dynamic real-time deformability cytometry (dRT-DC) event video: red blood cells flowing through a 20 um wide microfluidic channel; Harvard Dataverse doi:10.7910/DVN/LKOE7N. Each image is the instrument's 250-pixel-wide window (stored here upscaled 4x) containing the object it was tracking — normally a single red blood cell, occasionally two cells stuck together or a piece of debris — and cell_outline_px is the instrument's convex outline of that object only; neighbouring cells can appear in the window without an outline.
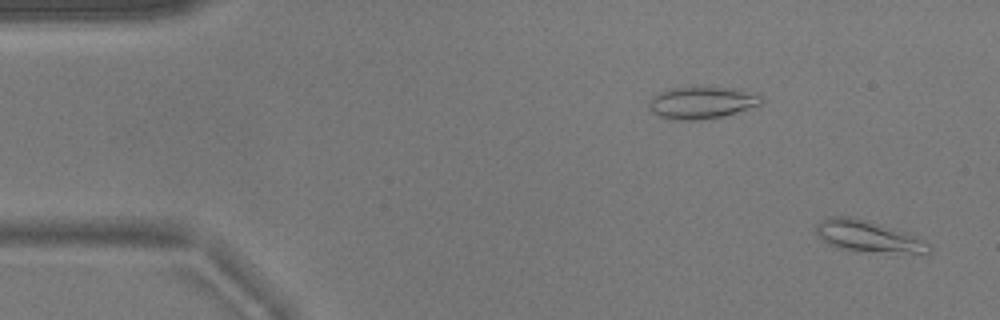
{"species": "common noctule bat (a hibernating species)", "species_latin": "Nyctalus noctula", "temperature_condition": "warm", "stored_images_in_passage": 10, "camera_frame_rate_fps": 3000, "um_per_image_px": 0.085, "animal": {"sex": "male", "body_mass_g": 17.9}, "frame": {"image": 1, "passage_image": 2, "time_ms": 0.333, "image_size_px": [1000, 320], "cell_outline_px": [[932, 252], [852, 252], [836, 248], [828, 244], [816, 232], [816, 224], [828, 216], [848, 216], [864, 220], [908, 232], [932, 244]], "centroid_in_image_um": [73.79, 20.1], "position_along_channel_um": 11.2, "area_um2": 20.81}}